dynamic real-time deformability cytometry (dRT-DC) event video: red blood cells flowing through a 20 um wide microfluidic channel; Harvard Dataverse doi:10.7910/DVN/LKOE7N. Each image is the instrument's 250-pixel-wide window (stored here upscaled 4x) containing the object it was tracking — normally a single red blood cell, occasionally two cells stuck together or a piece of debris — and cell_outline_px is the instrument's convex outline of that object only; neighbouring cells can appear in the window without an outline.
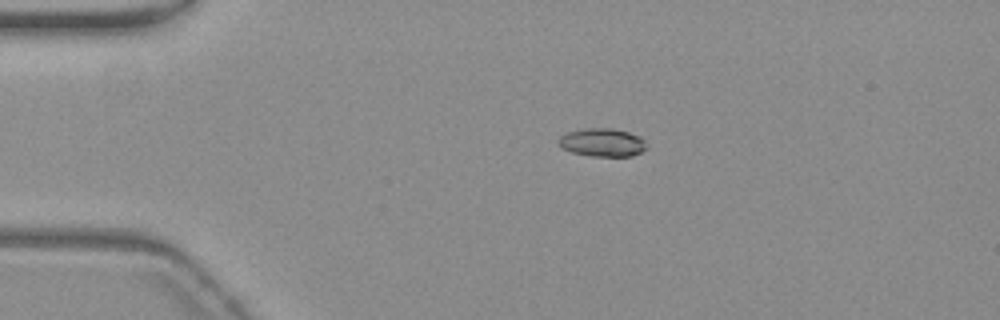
{"species": "common noctule bat (a hibernating species)", "species_latin": "Nyctalus noctula", "temperature_condition": "warm", "stored_images_in_passage": 56, "camera_frame_rate_fps": 3000, "um_per_image_px": 0.085, "animal": {"sex": "female", "body_mass_g": 19.3, "forearm_length_mm": 54.1}, "frame": {"image": 1, "passage_image": 12, "time_ms": 3.667, "image_size_px": [1000, 320], "cell_outline_px": [[648, 148], [632, 156], [588, 156], [572, 152], [564, 148], [556, 140], [560, 136], [568, 132], [588, 128], [612, 128], [628, 132], [640, 136], [648, 144]], "centroid_in_image_um": [51.23, 12.11], "position_along_channel_um": 33.8, "area_um2": 14.51}}
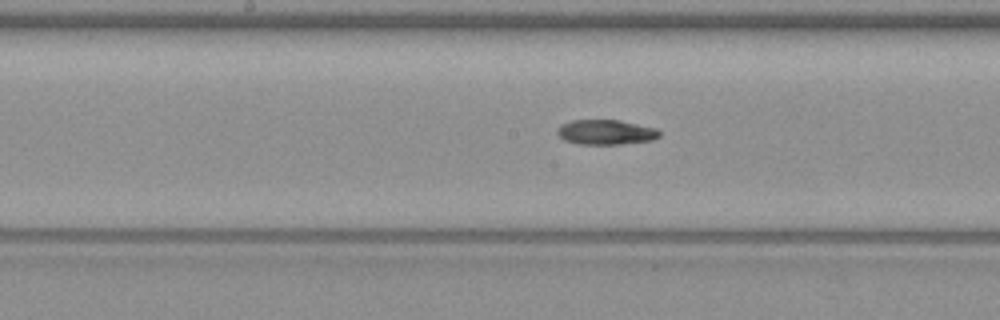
{"frame": {"image": 2, "passage_image": 29, "time_ms": 9.333, "image_size_px": [1000, 320], "cell_outline_px": [[660, 136], [652, 140], [620, 144], [580, 144], [564, 140], [556, 132], [556, 128], [560, 124], [572, 120], [620, 120], [656, 128], [660, 132]], "centroid_in_image_um": [51.47, 11.23], "position_along_channel_um": 196.7, "area_um2": 14.85}}
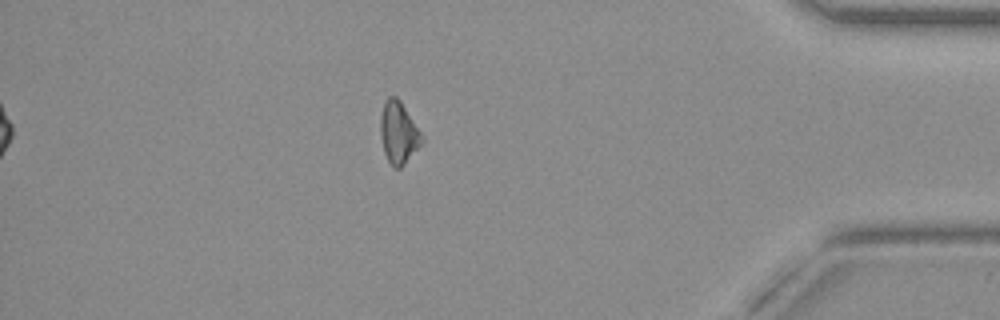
{"frame": {"image": 3, "passage_image": 49, "time_ms": 16.0, "image_size_px": [1000, 320], "cell_outline_px": [[424, 140], [404, 164], [400, 168], [392, 168], [384, 152], [380, 136], [380, 116], [384, 100], [388, 96], [396, 96], [400, 100], [420, 132]], "centroid_in_image_um": [33.84, 11.26], "position_along_channel_um": 401.4, "area_um2": 14.85}}